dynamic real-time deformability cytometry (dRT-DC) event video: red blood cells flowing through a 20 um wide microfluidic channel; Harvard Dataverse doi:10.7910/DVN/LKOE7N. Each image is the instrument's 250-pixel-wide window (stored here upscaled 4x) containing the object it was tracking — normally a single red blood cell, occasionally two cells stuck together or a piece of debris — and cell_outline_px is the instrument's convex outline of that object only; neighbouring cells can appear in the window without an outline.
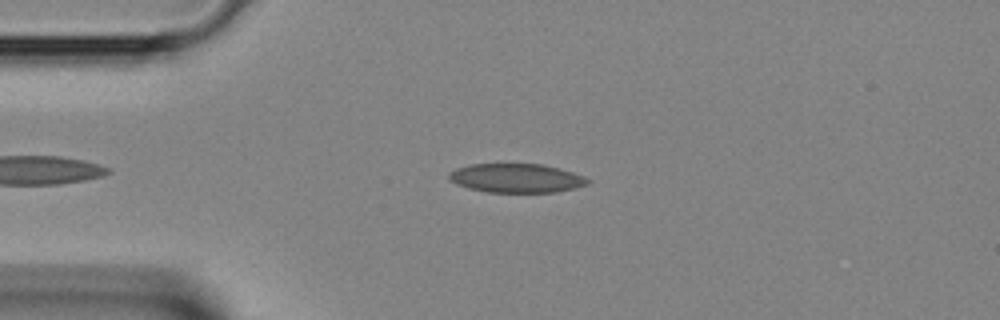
{"species": "Egyptian fruit bat (a non-hibernating species)", "species_latin": "Rousettus aegyptiacus", "temperature_condition": "room temperature", "stored_images_in_passage": 2, "camera_frame_rate_fps": 3000, "um_per_image_px": 0.085, "animal": {"sex": "female"}, "frame": {"image": 1, "passage_image": 2, "time_ms": 0.333, "image_size_px": [1000, 320], "cell_outline_px": [[592, 180], [588, 184], [576, 188], [556, 192], [488, 192], [468, 188], [456, 184], [448, 180], [448, 172], [456, 168], [472, 164], [544, 164], [560, 168], [584, 176]], "centroid_in_image_um": [43.89, 15.14], "position_along_channel_um": 41.1, "area_um2": 23.64}}